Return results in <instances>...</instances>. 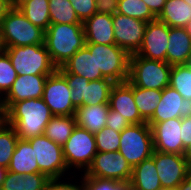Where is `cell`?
Here are the masks:
<instances>
[{
	"label": "cell",
	"instance_id": "1",
	"mask_svg": "<svg viewBox=\"0 0 191 190\" xmlns=\"http://www.w3.org/2000/svg\"><path fill=\"white\" fill-rule=\"evenodd\" d=\"M6 113L7 124L16 130L22 140L44 135L45 127L54 116L42 98L13 103Z\"/></svg>",
	"mask_w": 191,
	"mask_h": 190
},
{
	"label": "cell",
	"instance_id": "41",
	"mask_svg": "<svg viewBox=\"0 0 191 190\" xmlns=\"http://www.w3.org/2000/svg\"><path fill=\"white\" fill-rule=\"evenodd\" d=\"M98 13L113 15L117 13L118 0H95Z\"/></svg>",
	"mask_w": 191,
	"mask_h": 190
},
{
	"label": "cell",
	"instance_id": "13",
	"mask_svg": "<svg viewBox=\"0 0 191 190\" xmlns=\"http://www.w3.org/2000/svg\"><path fill=\"white\" fill-rule=\"evenodd\" d=\"M115 43L129 55L138 52L148 22L115 13L112 15Z\"/></svg>",
	"mask_w": 191,
	"mask_h": 190
},
{
	"label": "cell",
	"instance_id": "47",
	"mask_svg": "<svg viewBox=\"0 0 191 190\" xmlns=\"http://www.w3.org/2000/svg\"><path fill=\"white\" fill-rule=\"evenodd\" d=\"M184 157L187 159L188 172H191V144L185 149Z\"/></svg>",
	"mask_w": 191,
	"mask_h": 190
},
{
	"label": "cell",
	"instance_id": "31",
	"mask_svg": "<svg viewBox=\"0 0 191 190\" xmlns=\"http://www.w3.org/2000/svg\"><path fill=\"white\" fill-rule=\"evenodd\" d=\"M169 86L178 91L184 99L191 100V64L173 65Z\"/></svg>",
	"mask_w": 191,
	"mask_h": 190
},
{
	"label": "cell",
	"instance_id": "28",
	"mask_svg": "<svg viewBox=\"0 0 191 190\" xmlns=\"http://www.w3.org/2000/svg\"><path fill=\"white\" fill-rule=\"evenodd\" d=\"M75 115L73 116H53L44 130V135L51 141L63 146L74 128L76 127Z\"/></svg>",
	"mask_w": 191,
	"mask_h": 190
},
{
	"label": "cell",
	"instance_id": "46",
	"mask_svg": "<svg viewBox=\"0 0 191 190\" xmlns=\"http://www.w3.org/2000/svg\"><path fill=\"white\" fill-rule=\"evenodd\" d=\"M10 9L7 0H0V21Z\"/></svg>",
	"mask_w": 191,
	"mask_h": 190
},
{
	"label": "cell",
	"instance_id": "24",
	"mask_svg": "<svg viewBox=\"0 0 191 190\" xmlns=\"http://www.w3.org/2000/svg\"><path fill=\"white\" fill-rule=\"evenodd\" d=\"M7 170L17 173L18 175L39 173L34 150L27 140L18 139Z\"/></svg>",
	"mask_w": 191,
	"mask_h": 190
},
{
	"label": "cell",
	"instance_id": "3",
	"mask_svg": "<svg viewBox=\"0 0 191 190\" xmlns=\"http://www.w3.org/2000/svg\"><path fill=\"white\" fill-rule=\"evenodd\" d=\"M4 48L44 44L45 31L30 22L19 8H10L0 21Z\"/></svg>",
	"mask_w": 191,
	"mask_h": 190
},
{
	"label": "cell",
	"instance_id": "38",
	"mask_svg": "<svg viewBox=\"0 0 191 190\" xmlns=\"http://www.w3.org/2000/svg\"><path fill=\"white\" fill-rule=\"evenodd\" d=\"M73 6L76 15L79 20L83 23L86 19L90 18L96 13L95 0H69Z\"/></svg>",
	"mask_w": 191,
	"mask_h": 190
},
{
	"label": "cell",
	"instance_id": "37",
	"mask_svg": "<svg viewBox=\"0 0 191 190\" xmlns=\"http://www.w3.org/2000/svg\"><path fill=\"white\" fill-rule=\"evenodd\" d=\"M17 78V73L11 64L9 56L2 52L0 53V96H4L11 89L14 81Z\"/></svg>",
	"mask_w": 191,
	"mask_h": 190
},
{
	"label": "cell",
	"instance_id": "45",
	"mask_svg": "<svg viewBox=\"0 0 191 190\" xmlns=\"http://www.w3.org/2000/svg\"><path fill=\"white\" fill-rule=\"evenodd\" d=\"M7 123L5 104H0V129Z\"/></svg>",
	"mask_w": 191,
	"mask_h": 190
},
{
	"label": "cell",
	"instance_id": "10",
	"mask_svg": "<svg viewBox=\"0 0 191 190\" xmlns=\"http://www.w3.org/2000/svg\"><path fill=\"white\" fill-rule=\"evenodd\" d=\"M27 141L34 150L39 173H44L49 178H62L64 173L69 170L64 160L61 145L51 141L45 135L32 137Z\"/></svg>",
	"mask_w": 191,
	"mask_h": 190
},
{
	"label": "cell",
	"instance_id": "8",
	"mask_svg": "<svg viewBox=\"0 0 191 190\" xmlns=\"http://www.w3.org/2000/svg\"><path fill=\"white\" fill-rule=\"evenodd\" d=\"M89 51H94L97 72L117 83L126 82L129 78L130 55L116 44L86 43Z\"/></svg>",
	"mask_w": 191,
	"mask_h": 190
},
{
	"label": "cell",
	"instance_id": "54",
	"mask_svg": "<svg viewBox=\"0 0 191 190\" xmlns=\"http://www.w3.org/2000/svg\"><path fill=\"white\" fill-rule=\"evenodd\" d=\"M161 190H177V188H175V189H161Z\"/></svg>",
	"mask_w": 191,
	"mask_h": 190
},
{
	"label": "cell",
	"instance_id": "43",
	"mask_svg": "<svg viewBox=\"0 0 191 190\" xmlns=\"http://www.w3.org/2000/svg\"><path fill=\"white\" fill-rule=\"evenodd\" d=\"M150 8L151 12L158 17L162 12L166 0H143Z\"/></svg>",
	"mask_w": 191,
	"mask_h": 190
},
{
	"label": "cell",
	"instance_id": "21",
	"mask_svg": "<svg viewBox=\"0 0 191 190\" xmlns=\"http://www.w3.org/2000/svg\"><path fill=\"white\" fill-rule=\"evenodd\" d=\"M166 62L172 66L191 64V36L185 27H169Z\"/></svg>",
	"mask_w": 191,
	"mask_h": 190
},
{
	"label": "cell",
	"instance_id": "49",
	"mask_svg": "<svg viewBox=\"0 0 191 190\" xmlns=\"http://www.w3.org/2000/svg\"><path fill=\"white\" fill-rule=\"evenodd\" d=\"M7 171H8L7 169L0 166V188L4 182L5 175H6Z\"/></svg>",
	"mask_w": 191,
	"mask_h": 190
},
{
	"label": "cell",
	"instance_id": "6",
	"mask_svg": "<svg viewBox=\"0 0 191 190\" xmlns=\"http://www.w3.org/2000/svg\"><path fill=\"white\" fill-rule=\"evenodd\" d=\"M119 152L132 168L152 157L154 143L149 124H130L120 132Z\"/></svg>",
	"mask_w": 191,
	"mask_h": 190
},
{
	"label": "cell",
	"instance_id": "53",
	"mask_svg": "<svg viewBox=\"0 0 191 190\" xmlns=\"http://www.w3.org/2000/svg\"><path fill=\"white\" fill-rule=\"evenodd\" d=\"M184 1L191 5V0H184Z\"/></svg>",
	"mask_w": 191,
	"mask_h": 190
},
{
	"label": "cell",
	"instance_id": "26",
	"mask_svg": "<svg viewBox=\"0 0 191 190\" xmlns=\"http://www.w3.org/2000/svg\"><path fill=\"white\" fill-rule=\"evenodd\" d=\"M49 177L44 173L18 175L7 171L0 190H46Z\"/></svg>",
	"mask_w": 191,
	"mask_h": 190
},
{
	"label": "cell",
	"instance_id": "20",
	"mask_svg": "<svg viewBox=\"0 0 191 190\" xmlns=\"http://www.w3.org/2000/svg\"><path fill=\"white\" fill-rule=\"evenodd\" d=\"M57 70L61 74L85 77L89 81L105 78L101 72H97L94 51H89L86 47L79 49Z\"/></svg>",
	"mask_w": 191,
	"mask_h": 190
},
{
	"label": "cell",
	"instance_id": "34",
	"mask_svg": "<svg viewBox=\"0 0 191 190\" xmlns=\"http://www.w3.org/2000/svg\"><path fill=\"white\" fill-rule=\"evenodd\" d=\"M117 13L145 22L157 19L143 0H118Z\"/></svg>",
	"mask_w": 191,
	"mask_h": 190
},
{
	"label": "cell",
	"instance_id": "14",
	"mask_svg": "<svg viewBox=\"0 0 191 190\" xmlns=\"http://www.w3.org/2000/svg\"><path fill=\"white\" fill-rule=\"evenodd\" d=\"M152 158L163 189H175L186 178L188 164L184 155L154 150Z\"/></svg>",
	"mask_w": 191,
	"mask_h": 190
},
{
	"label": "cell",
	"instance_id": "50",
	"mask_svg": "<svg viewBox=\"0 0 191 190\" xmlns=\"http://www.w3.org/2000/svg\"><path fill=\"white\" fill-rule=\"evenodd\" d=\"M187 33L191 36V20L185 26Z\"/></svg>",
	"mask_w": 191,
	"mask_h": 190
},
{
	"label": "cell",
	"instance_id": "17",
	"mask_svg": "<svg viewBox=\"0 0 191 190\" xmlns=\"http://www.w3.org/2000/svg\"><path fill=\"white\" fill-rule=\"evenodd\" d=\"M181 123L182 118H173L151 126L155 151L184 155Z\"/></svg>",
	"mask_w": 191,
	"mask_h": 190
},
{
	"label": "cell",
	"instance_id": "19",
	"mask_svg": "<svg viewBox=\"0 0 191 190\" xmlns=\"http://www.w3.org/2000/svg\"><path fill=\"white\" fill-rule=\"evenodd\" d=\"M109 106L111 110L119 112L130 124L146 122L138 111L133 97V84L126 82L117 83L110 93Z\"/></svg>",
	"mask_w": 191,
	"mask_h": 190
},
{
	"label": "cell",
	"instance_id": "12",
	"mask_svg": "<svg viewBox=\"0 0 191 190\" xmlns=\"http://www.w3.org/2000/svg\"><path fill=\"white\" fill-rule=\"evenodd\" d=\"M132 169L119 151L97 152L92 164L84 174L87 177L130 182Z\"/></svg>",
	"mask_w": 191,
	"mask_h": 190
},
{
	"label": "cell",
	"instance_id": "5",
	"mask_svg": "<svg viewBox=\"0 0 191 190\" xmlns=\"http://www.w3.org/2000/svg\"><path fill=\"white\" fill-rule=\"evenodd\" d=\"M172 65L166 61L149 60L131 54L129 58L128 80L137 87L163 90L169 86Z\"/></svg>",
	"mask_w": 191,
	"mask_h": 190
},
{
	"label": "cell",
	"instance_id": "35",
	"mask_svg": "<svg viewBox=\"0 0 191 190\" xmlns=\"http://www.w3.org/2000/svg\"><path fill=\"white\" fill-rule=\"evenodd\" d=\"M83 175L81 176L83 181L80 182L82 184V190H133L130 186V182L87 177L85 174Z\"/></svg>",
	"mask_w": 191,
	"mask_h": 190
},
{
	"label": "cell",
	"instance_id": "27",
	"mask_svg": "<svg viewBox=\"0 0 191 190\" xmlns=\"http://www.w3.org/2000/svg\"><path fill=\"white\" fill-rule=\"evenodd\" d=\"M157 19L169 27H185L191 20V5L184 0H166Z\"/></svg>",
	"mask_w": 191,
	"mask_h": 190
},
{
	"label": "cell",
	"instance_id": "51",
	"mask_svg": "<svg viewBox=\"0 0 191 190\" xmlns=\"http://www.w3.org/2000/svg\"><path fill=\"white\" fill-rule=\"evenodd\" d=\"M5 48L2 42L1 30H0V53L4 52Z\"/></svg>",
	"mask_w": 191,
	"mask_h": 190
},
{
	"label": "cell",
	"instance_id": "4",
	"mask_svg": "<svg viewBox=\"0 0 191 190\" xmlns=\"http://www.w3.org/2000/svg\"><path fill=\"white\" fill-rule=\"evenodd\" d=\"M4 52L17 75H51L58 69L44 44L6 47Z\"/></svg>",
	"mask_w": 191,
	"mask_h": 190
},
{
	"label": "cell",
	"instance_id": "25",
	"mask_svg": "<svg viewBox=\"0 0 191 190\" xmlns=\"http://www.w3.org/2000/svg\"><path fill=\"white\" fill-rule=\"evenodd\" d=\"M130 186L133 190L163 189L152 157L133 167Z\"/></svg>",
	"mask_w": 191,
	"mask_h": 190
},
{
	"label": "cell",
	"instance_id": "42",
	"mask_svg": "<svg viewBox=\"0 0 191 190\" xmlns=\"http://www.w3.org/2000/svg\"><path fill=\"white\" fill-rule=\"evenodd\" d=\"M181 130L183 146L187 148L191 144V116L182 118Z\"/></svg>",
	"mask_w": 191,
	"mask_h": 190
},
{
	"label": "cell",
	"instance_id": "30",
	"mask_svg": "<svg viewBox=\"0 0 191 190\" xmlns=\"http://www.w3.org/2000/svg\"><path fill=\"white\" fill-rule=\"evenodd\" d=\"M19 10L30 22L44 31L51 24L48 0H27Z\"/></svg>",
	"mask_w": 191,
	"mask_h": 190
},
{
	"label": "cell",
	"instance_id": "18",
	"mask_svg": "<svg viewBox=\"0 0 191 190\" xmlns=\"http://www.w3.org/2000/svg\"><path fill=\"white\" fill-rule=\"evenodd\" d=\"M49 75H17L11 89L3 97L6 110L13 104L31 98H42Z\"/></svg>",
	"mask_w": 191,
	"mask_h": 190
},
{
	"label": "cell",
	"instance_id": "44",
	"mask_svg": "<svg viewBox=\"0 0 191 190\" xmlns=\"http://www.w3.org/2000/svg\"><path fill=\"white\" fill-rule=\"evenodd\" d=\"M177 190H191V172H188L186 178L177 187Z\"/></svg>",
	"mask_w": 191,
	"mask_h": 190
},
{
	"label": "cell",
	"instance_id": "29",
	"mask_svg": "<svg viewBox=\"0 0 191 190\" xmlns=\"http://www.w3.org/2000/svg\"><path fill=\"white\" fill-rule=\"evenodd\" d=\"M162 90L146 89L133 85V97L140 116L147 122L161 100Z\"/></svg>",
	"mask_w": 191,
	"mask_h": 190
},
{
	"label": "cell",
	"instance_id": "23",
	"mask_svg": "<svg viewBox=\"0 0 191 190\" xmlns=\"http://www.w3.org/2000/svg\"><path fill=\"white\" fill-rule=\"evenodd\" d=\"M109 109V103L79 106L75 113L76 124L95 134L106 126Z\"/></svg>",
	"mask_w": 191,
	"mask_h": 190
},
{
	"label": "cell",
	"instance_id": "7",
	"mask_svg": "<svg viewBox=\"0 0 191 190\" xmlns=\"http://www.w3.org/2000/svg\"><path fill=\"white\" fill-rule=\"evenodd\" d=\"M71 88V101L77 108L84 105L109 103L110 93L117 84L111 78L89 81L75 74H62Z\"/></svg>",
	"mask_w": 191,
	"mask_h": 190
},
{
	"label": "cell",
	"instance_id": "16",
	"mask_svg": "<svg viewBox=\"0 0 191 190\" xmlns=\"http://www.w3.org/2000/svg\"><path fill=\"white\" fill-rule=\"evenodd\" d=\"M188 116H191V100L184 99L178 91L167 86L162 90L161 100L147 123L151 127L158 122Z\"/></svg>",
	"mask_w": 191,
	"mask_h": 190
},
{
	"label": "cell",
	"instance_id": "40",
	"mask_svg": "<svg viewBox=\"0 0 191 190\" xmlns=\"http://www.w3.org/2000/svg\"><path fill=\"white\" fill-rule=\"evenodd\" d=\"M60 180V177L49 178L46 190H82V185H75L70 182L61 183Z\"/></svg>",
	"mask_w": 191,
	"mask_h": 190
},
{
	"label": "cell",
	"instance_id": "22",
	"mask_svg": "<svg viewBox=\"0 0 191 190\" xmlns=\"http://www.w3.org/2000/svg\"><path fill=\"white\" fill-rule=\"evenodd\" d=\"M83 29L86 43L116 44L112 15L96 12L83 22Z\"/></svg>",
	"mask_w": 191,
	"mask_h": 190
},
{
	"label": "cell",
	"instance_id": "9",
	"mask_svg": "<svg viewBox=\"0 0 191 190\" xmlns=\"http://www.w3.org/2000/svg\"><path fill=\"white\" fill-rule=\"evenodd\" d=\"M62 149L68 169L73 166L75 169H85L82 172H86L97 153L95 136L88 130L76 125Z\"/></svg>",
	"mask_w": 191,
	"mask_h": 190
},
{
	"label": "cell",
	"instance_id": "52",
	"mask_svg": "<svg viewBox=\"0 0 191 190\" xmlns=\"http://www.w3.org/2000/svg\"><path fill=\"white\" fill-rule=\"evenodd\" d=\"M0 104H4L3 97L0 96Z\"/></svg>",
	"mask_w": 191,
	"mask_h": 190
},
{
	"label": "cell",
	"instance_id": "2",
	"mask_svg": "<svg viewBox=\"0 0 191 190\" xmlns=\"http://www.w3.org/2000/svg\"><path fill=\"white\" fill-rule=\"evenodd\" d=\"M44 45L57 68L86 45L83 23L50 24L45 31Z\"/></svg>",
	"mask_w": 191,
	"mask_h": 190
},
{
	"label": "cell",
	"instance_id": "11",
	"mask_svg": "<svg viewBox=\"0 0 191 190\" xmlns=\"http://www.w3.org/2000/svg\"><path fill=\"white\" fill-rule=\"evenodd\" d=\"M71 94L66 78L58 70L46 78L42 99L54 116L75 115Z\"/></svg>",
	"mask_w": 191,
	"mask_h": 190
},
{
	"label": "cell",
	"instance_id": "15",
	"mask_svg": "<svg viewBox=\"0 0 191 190\" xmlns=\"http://www.w3.org/2000/svg\"><path fill=\"white\" fill-rule=\"evenodd\" d=\"M169 26L155 19L147 23L143 43L138 52V56L149 60L166 61L168 46Z\"/></svg>",
	"mask_w": 191,
	"mask_h": 190
},
{
	"label": "cell",
	"instance_id": "36",
	"mask_svg": "<svg viewBox=\"0 0 191 190\" xmlns=\"http://www.w3.org/2000/svg\"><path fill=\"white\" fill-rule=\"evenodd\" d=\"M97 152H117L120 146V132L105 126L94 134Z\"/></svg>",
	"mask_w": 191,
	"mask_h": 190
},
{
	"label": "cell",
	"instance_id": "33",
	"mask_svg": "<svg viewBox=\"0 0 191 190\" xmlns=\"http://www.w3.org/2000/svg\"><path fill=\"white\" fill-rule=\"evenodd\" d=\"M19 137L7 123L0 129V166L7 169Z\"/></svg>",
	"mask_w": 191,
	"mask_h": 190
},
{
	"label": "cell",
	"instance_id": "39",
	"mask_svg": "<svg viewBox=\"0 0 191 190\" xmlns=\"http://www.w3.org/2000/svg\"><path fill=\"white\" fill-rule=\"evenodd\" d=\"M130 123L123 116L114 110L109 109L108 117L106 118V126L116 132H122Z\"/></svg>",
	"mask_w": 191,
	"mask_h": 190
},
{
	"label": "cell",
	"instance_id": "32",
	"mask_svg": "<svg viewBox=\"0 0 191 190\" xmlns=\"http://www.w3.org/2000/svg\"><path fill=\"white\" fill-rule=\"evenodd\" d=\"M51 24L82 23L69 0H48Z\"/></svg>",
	"mask_w": 191,
	"mask_h": 190
},
{
	"label": "cell",
	"instance_id": "48",
	"mask_svg": "<svg viewBox=\"0 0 191 190\" xmlns=\"http://www.w3.org/2000/svg\"><path fill=\"white\" fill-rule=\"evenodd\" d=\"M27 0H7L10 8H19L22 6Z\"/></svg>",
	"mask_w": 191,
	"mask_h": 190
}]
</instances>
